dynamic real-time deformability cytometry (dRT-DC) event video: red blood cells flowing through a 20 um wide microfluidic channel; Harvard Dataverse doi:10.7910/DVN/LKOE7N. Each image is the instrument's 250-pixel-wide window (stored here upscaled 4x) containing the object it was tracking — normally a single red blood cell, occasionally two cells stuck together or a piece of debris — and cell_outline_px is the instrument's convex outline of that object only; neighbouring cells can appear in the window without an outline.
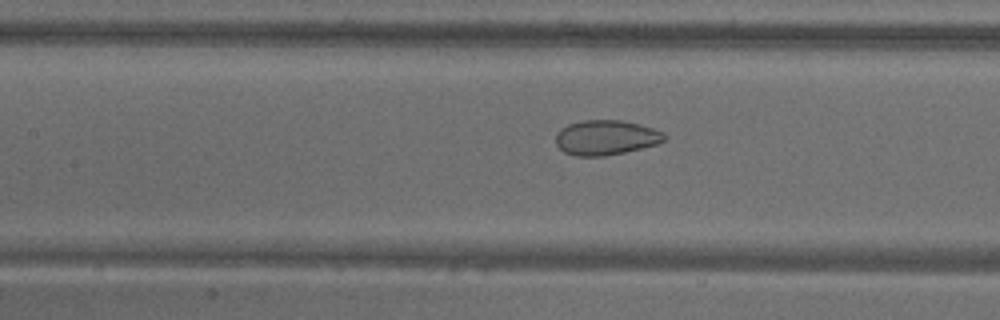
{"species": "common noctule bat (a hibernating species)", "species_latin": "Nyctalus noctula", "temperature_condition": "warm", "stored_images_in_passage": 53, "camera_frame_rate_fps": 3000, "um_per_image_px": 0.085, "animal": {"sex": "male", "body_mass_g": 18.8}, "frame": {"image": 1, "passage_image": 24, "time_ms": 7.667, "image_size_px": [1000, 320], "cell_outline_px": [[664, 140], [656, 144], [624, 152], [604, 156], [576, 156], [564, 152], [556, 144], [556, 132], [560, 128], [568, 124], [584, 120], [620, 120], [640, 124], [664, 132]], "centroid_in_image_um": [51.46, 11.68], "position_along_channel_um": 155.9, "area_um2": 21.96}}
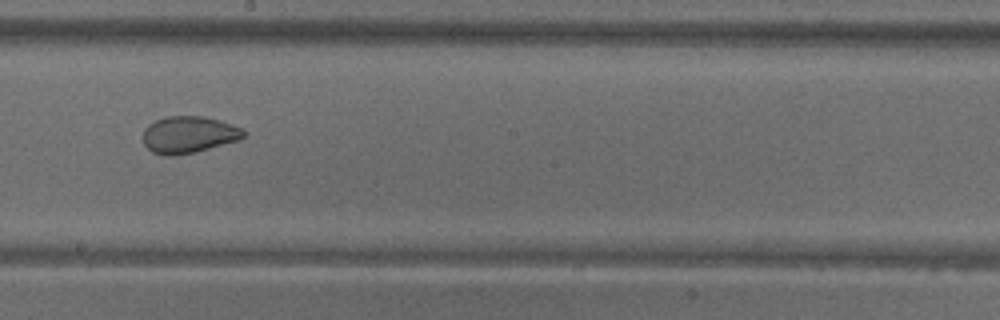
{"frame": {"image": 2, "passage_image": 30, "time_ms": 9.667, "image_size_px": [1000, 320], "cell_outline_px": [[244, 136], [240, 140], [196, 152], [172, 156], [164, 156], [152, 152], [144, 144], [144, 128], [148, 124], [156, 120], [168, 116], [204, 116], [220, 120], [240, 128], [244, 132]], "centroid_in_image_um": [16.02, 11.45], "position_along_channel_um": 232.2, "area_um2": 21.62}}
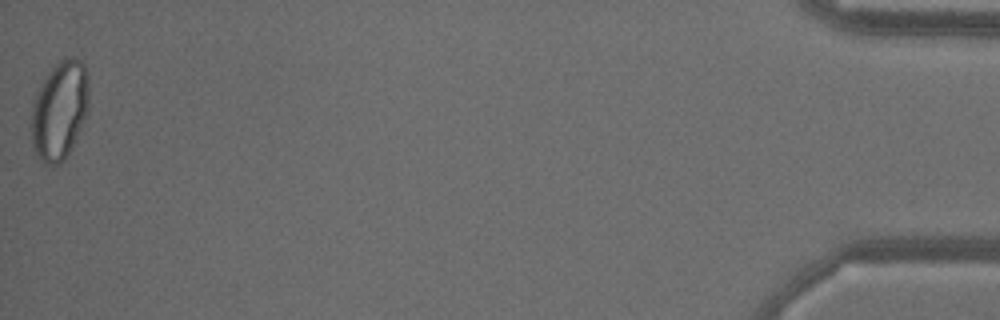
{"frame": {"image": 3, "passage_image": 53, "time_ms": 17.333, "image_size_px": [1000, 320], "cell_outline_px": [[88, 112], [64, 160], [60, 164], [44, 164], [36, 156], [32, 144], [32, 108], [36, 96], [44, 80], [52, 68], [64, 56], [76, 56], [84, 64], [88, 76]], "centroid_in_image_um": [5.08, 9.36], "position_along_channel_um": 430.1, "area_um2": 32.77}, "authors_computed_cell_mechanics": {"area_um2": 27.3972, "velocity_mm_per_s": 3.8201, "shape_relaxation_time_tau1_ms": null, "shape_relaxation_time_tau2_ms": 0.8835, "deformation_change_tau1": null, "deformation_change_tau2": 0.037}}